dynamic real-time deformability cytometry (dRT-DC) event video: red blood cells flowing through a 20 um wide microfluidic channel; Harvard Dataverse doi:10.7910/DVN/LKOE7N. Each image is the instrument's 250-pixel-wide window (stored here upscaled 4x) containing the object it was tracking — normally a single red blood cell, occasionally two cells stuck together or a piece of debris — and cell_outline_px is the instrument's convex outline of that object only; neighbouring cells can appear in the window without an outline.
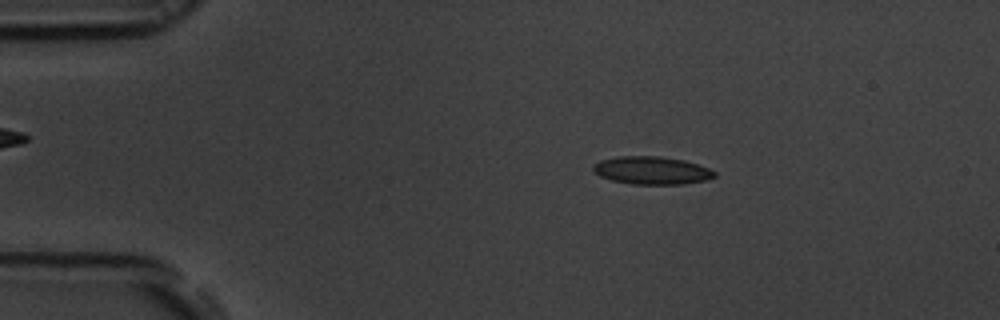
{"species": "common noctule bat (a hibernating species)", "species_latin": "Nyctalus noctula", "temperature_condition": "room temperature", "stored_images_in_passage": 53, "camera_frame_rate_fps": 3000, "um_per_image_px": 0.085, "animal": {"sex": "male", "body_mass_g": 19.5, "forearm_length_mm": 54.6}, "frame": {"image": 1, "passage_image": 9, "time_ms": 2.667, "image_size_px": [1000, 320], "cell_outline_px": [[716, 176], [708, 180], [684, 184], [632, 184], [612, 180], [600, 176], [592, 172], [592, 164], [600, 160], [616, 156], [660, 156], [684, 160], [708, 168], [716, 172]], "centroid_in_image_um": [55.37, 14.48], "position_along_channel_um": 29.6, "area_um2": 19.88}}
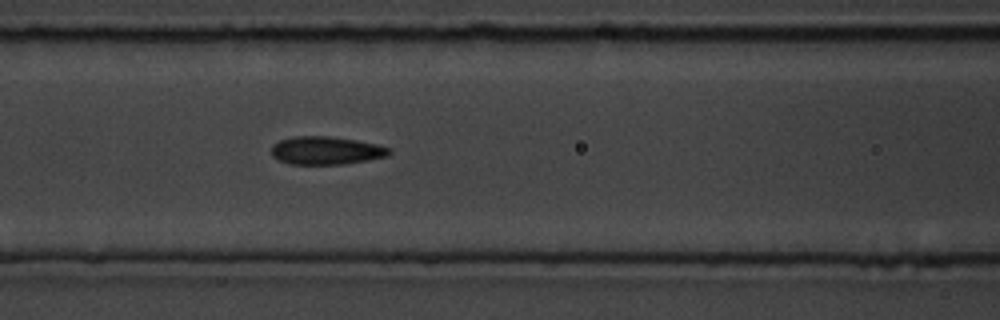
{"frame": {"image": 2, "passage_image": 22, "time_ms": 7.0, "image_size_px": [1000, 320], "cell_outline_px": [[392, 152], [388, 156], [368, 160], [344, 164], [292, 164], [280, 160], [272, 156], [272, 148], [280, 140], [292, 136], [328, 136], [356, 140], [376, 144], [392, 148]], "centroid_in_image_um": [27.77, 12.79], "position_along_channel_um": 138.8, "area_um2": 19.19}}
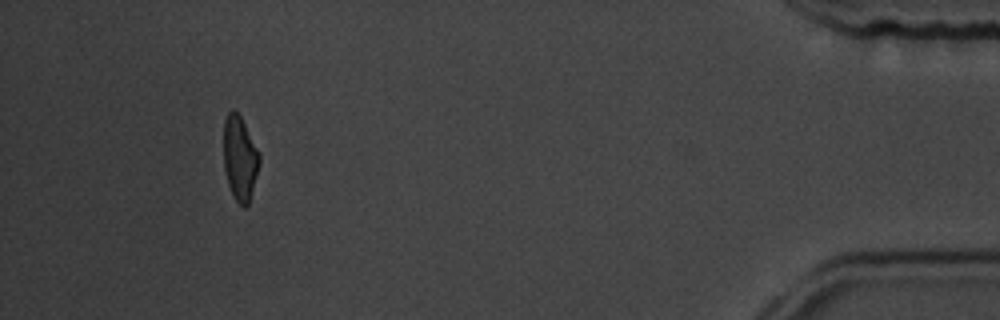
{"frame": {"image": 3, "passage_image": 49, "time_ms": 16.0, "image_size_px": [1000, 320], "cell_outline_px": [[260, 160], [248, 204], [244, 208], [236, 200], [228, 184], [224, 168], [224, 120], [228, 112], [232, 108], [240, 116], [260, 152]], "centroid_in_image_um": [20.38, 13.41], "position_along_channel_um": 414.8, "area_um2": 17.34}, "authors_computed_cell_mechanics": {"area_um2": 18.785, "velocity_mm_per_s": 3.8055, "shape_relaxation_time_tau1_ms": 4.5514, "shape_relaxation_time_tau2_ms": 1.4349, "deformation_change_tau1": 0.1624, "deformation_change_tau2": 0.0986}}